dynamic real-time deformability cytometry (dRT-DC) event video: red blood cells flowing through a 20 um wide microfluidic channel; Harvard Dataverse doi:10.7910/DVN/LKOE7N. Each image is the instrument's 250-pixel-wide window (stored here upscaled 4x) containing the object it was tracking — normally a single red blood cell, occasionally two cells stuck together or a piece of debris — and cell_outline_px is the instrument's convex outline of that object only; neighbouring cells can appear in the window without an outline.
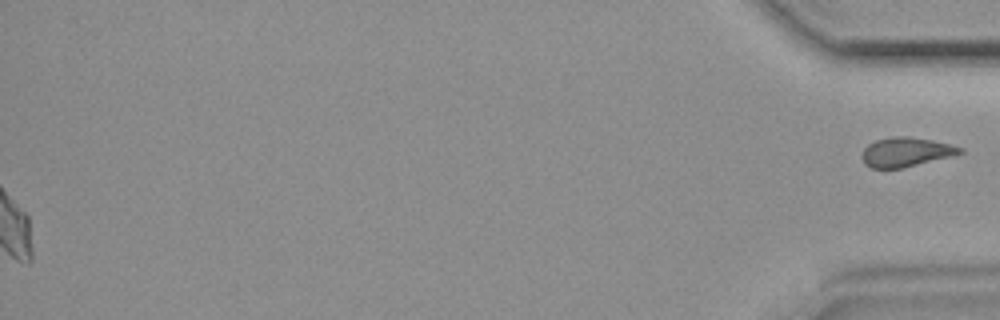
{"species": "common noctule bat (a hibernating species)", "species_latin": "Nyctalus noctula", "temperature_condition": "room temperature", "stored_images_in_passage": 36, "segment_of_instrument_passage": [2, 2], "camera_frame_rate_fps": 3000, "um_per_image_px": 0.085, "animal": {"sex": "female", "body_mass_g": 19.9}, "frame": {"image": 1, "passage_image": 36, "time_ms": 11.667, "image_size_px": [1000, 320], "cell_outline_px": [[964, 152], [952, 156], [900, 168], [872, 168], [864, 164], [864, 148], [868, 144], [876, 140], [892, 136], [904, 136], [932, 140], [964, 148]], "centroid_in_image_um": [77.02, 12.91], "position_along_channel_um": 358.2, "area_um2": 16.42}}